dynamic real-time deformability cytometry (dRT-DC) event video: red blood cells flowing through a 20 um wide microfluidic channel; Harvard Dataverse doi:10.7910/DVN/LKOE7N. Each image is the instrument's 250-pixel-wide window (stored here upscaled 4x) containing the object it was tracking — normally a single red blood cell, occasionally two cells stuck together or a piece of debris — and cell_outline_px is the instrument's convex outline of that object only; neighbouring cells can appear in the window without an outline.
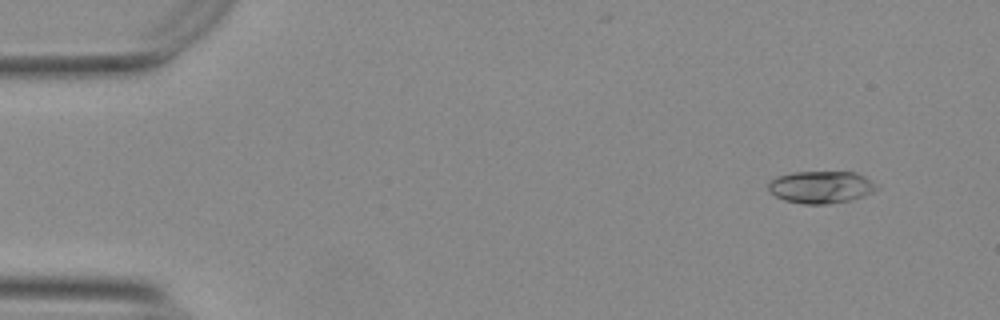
{"species": "Egyptian fruit bat (a non-hibernating species)", "species_latin": "Rousettus aegyptiacus", "temperature_condition": "warm", "stored_images_in_passage": 39, "camera_frame_rate_fps": 3000, "um_per_image_px": 0.085, "animal": {"sex": "female"}, "frame": {"image": 1, "passage_image": 4, "time_ms": 1.0, "image_size_px": [1000, 320], "cell_outline_px": [[880, 188], [872, 192], [848, 200], [828, 204], [804, 204], [784, 200], [776, 196], [768, 188], [768, 184], [772, 180], [780, 176], [792, 172], [856, 172], [864, 176]], "centroid_in_image_um": [69.78, 15.9], "position_along_channel_um": 15.2, "area_um2": 20.0}}
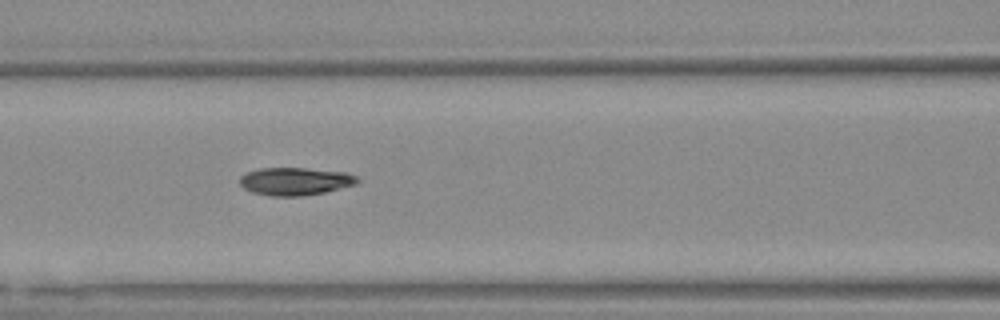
{"frame": {"image": 2, "passage_image": 23, "time_ms": 7.333, "image_size_px": [1000, 320], "cell_outline_px": [[360, 180], [356, 184], [324, 192], [300, 196], [272, 196], [252, 192], [244, 188], [240, 184], [240, 176], [244, 172], [260, 168], [308, 168], [344, 172], [356, 176]], "centroid_in_image_um": [25.06, 15.4], "position_along_channel_um": 141.5, "area_um2": 19.02}}
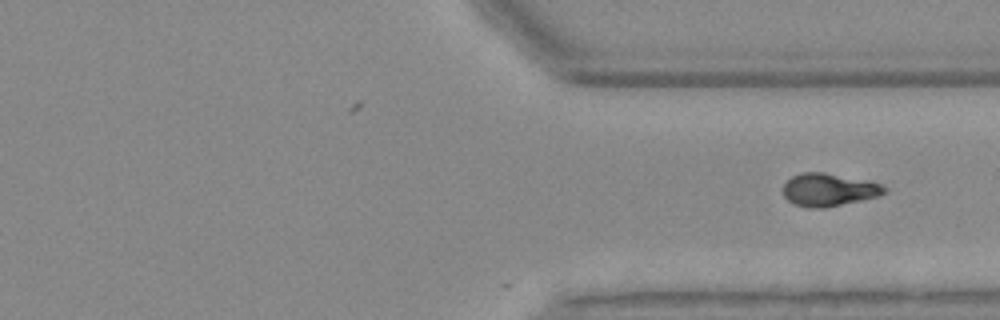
{"frame": {"image": 3, "passage_image": 39, "time_ms": 12.667, "image_size_px": [1000, 320], "cell_outline_px": [[888, 188], [880, 196], [824, 208], [808, 208], [796, 204], [788, 200], [784, 196], [784, 184], [792, 176], [800, 172], [824, 172], [880, 184]], "centroid_in_image_um": [70.42, 16.13], "position_along_channel_um": 341.0, "area_um2": 19.07}}